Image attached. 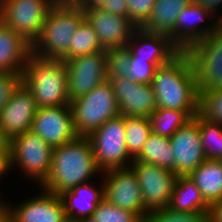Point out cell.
Listing matches in <instances>:
<instances>
[{"label": "cell", "mask_w": 222, "mask_h": 222, "mask_svg": "<svg viewBox=\"0 0 222 222\" xmlns=\"http://www.w3.org/2000/svg\"><path fill=\"white\" fill-rule=\"evenodd\" d=\"M157 107L186 111L192 118L199 112V90L190 56L180 51L167 64L158 66L152 80Z\"/></svg>", "instance_id": "obj_1"}, {"label": "cell", "mask_w": 222, "mask_h": 222, "mask_svg": "<svg viewBox=\"0 0 222 222\" xmlns=\"http://www.w3.org/2000/svg\"><path fill=\"white\" fill-rule=\"evenodd\" d=\"M98 172L102 173L96 164L90 140L88 137L78 136L53 148L51 168L40 187L59 196L90 181Z\"/></svg>", "instance_id": "obj_2"}, {"label": "cell", "mask_w": 222, "mask_h": 222, "mask_svg": "<svg viewBox=\"0 0 222 222\" xmlns=\"http://www.w3.org/2000/svg\"><path fill=\"white\" fill-rule=\"evenodd\" d=\"M22 83L31 92L38 108L70 105L64 61L32 53L25 63Z\"/></svg>", "instance_id": "obj_3"}, {"label": "cell", "mask_w": 222, "mask_h": 222, "mask_svg": "<svg viewBox=\"0 0 222 222\" xmlns=\"http://www.w3.org/2000/svg\"><path fill=\"white\" fill-rule=\"evenodd\" d=\"M84 20L85 14L78 5L58 0L45 18L32 53L41 58L67 60L73 35Z\"/></svg>", "instance_id": "obj_4"}, {"label": "cell", "mask_w": 222, "mask_h": 222, "mask_svg": "<svg viewBox=\"0 0 222 222\" xmlns=\"http://www.w3.org/2000/svg\"><path fill=\"white\" fill-rule=\"evenodd\" d=\"M75 131L78 136L88 137L107 120L120 115V110L107 79L89 93L70 101Z\"/></svg>", "instance_id": "obj_5"}, {"label": "cell", "mask_w": 222, "mask_h": 222, "mask_svg": "<svg viewBox=\"0 0 222 222\" xmlns=\"http://www.w3.org/2000/svg\"><path fill=\"white\" fill-rule=\"evenodd\" d=\"M88 139L93 148L96 164L102 172L129 167L134 160L127 151L125 117L121 114L107 120L91 133Z\"/></svg>", "instance_id": "obj_6"}, {"label": "cell", "mask_w": 222, "mask_h": 222, "mask_svg": "<svg viewBox=\"0 0 222 222\" xmlns=\"http://www.w3.org/2000/svg\"><path fill=\"white\" fill-rule=\"evenodd\" d=\"M58 0H0V21L31 45L40 35L43 23Z\"/></svg>", "instance_id": "obj_7"}, {"label": "cell", "mask_w": 222, "mask_h": 222, "mask_svg": "<svg viewBox=\"0 0 222 222\" xmlns=\"http://www.w3.org/2000/svg\"><path fill=\"white\" fill-rule=\"evenodd\" d=\"M52 152L53 147L31 130L11 139V165H17L27 178H32L39 186L49 174Z\"/></svg>", "instance_id": "obj_8"}, {"label": "cell", "mask_w": 222, "mask_h": 222, "mask_svg": "<svg viewBox=\"0 0 222 222\" xmlns=\"http://www.w3.org/2000/svg\"><path fill=\"white\" fill-rule=\"evenodd\" d=\"M186 52L194 67L198 90L222 89V21L209 37Z\"/></svg>", "instance_id": "obj_9"}, {"label": "cell", "mask_w": 222, "mask_h": 222, "mask_svg": "<svg viewBox=\"0 0 222 222\" xmlns=\"http://www.w3.org/2000/svg\"><path fill=\"white\" fill-rule=\"evenodd\" d=\"M130 167L136 174L146 213L167 207L177 175L169 169L133 160Z\"/></svg>", "instance_id": "obj_10"}, {"label": "cell", "mask_w": 222, "mask_h": 222, "mask_svg": "<svg viewBox=\"0 0 222 222\" xmlns=\"http://www.w3.org/2000/svg\"><path fill=\"white\" fill-rule=\"evenodd\" d=\"M64 62L70 101L86 95L108 79L106 50L67 59Z\"/></svg>", "instance_id": "obj_11"}, {"label": "cell", "mask_w": 222, "mask_h": 222, "mask_svg": "<svg viewBox=\"0 0 222 222\" xmlns=\"http://www.w3.org/2000/svg\"><path fill=\"white\" fill-rule=\"evenodd\" d=\"M102 173L104 198L121 209L137 214L144 221L147 213L141 188L132 168H114Z\"/></svg>", "instance_id": "obj_12"}, {"label": "cell", "mask_w": 222, "mask_h": 222, "mask_svg": "<svg viewBox=\"0 0 222 222\" xmlns=\"http://www.w3.org/2000/svg\"><path fill=\"white\" fill-rule=\"evenodd\" d=\"M31 131L53 148L78 137L70 105L38 108L32 121Z\"/></svg>", "instance_id": "obj_13"}, {"label": "cell", "mask_w": 222, "mask_h": 222, "mask_svg": "<svg viewBox=\"0 0 222 222\" xmlns=\"http://www.w3.org/2000/svg\"><path fill=\"white\" fill-rule=\"evenodd\" d=\"M169 139L174 152V173L177 176H188L206 160L200 140L199 113Z\"/></svg>", "instance_id": "obj_14"}, {"label": "cell", "mask_w": 222, "mask_h": 222, "mask_svg": "<svg viewBox=\"0 0 222 222\" xmlns=\"http://www.w3.org/2000/svg\"><path fill=\"white\" fill-rule=\"evenodd\" d=\"M211 16L213 13L209 9L192 2L177 17L174 31L169 35L171 42L180 51H187L196 42L209 37L221 21L219 18L216 19V16ZM212 18L216 21L209 25L205 24V27L200 26L204 20Z\"/></svg>", "instance_id": "obj_15"}, {"label": "cell", "mask_w": 222, "mask_h": 222, "mask_svg": "<svg viewBox=\"0 0 222 222\" xmlns=\"http://www.w3.org/2000/svg\"><path fill=\"white\" fill-rule=\"evenodd\" d=\"M124 117H149L157 108L151 84H140L127 78L108 79Z\"/></svg>", "instance_id": "obj_16"}, {"label": "cell", "mask_w": 222, "mask_h": 222, "mask_svg": "<svg viewBox=\"0 0 222 222\" xmlns=\"http://www.w3.org/2000/svg\"><path fill=\"white\" fill-rule=\"evenodd\" d=\"M85 20L96 32L104 50L126 47L137 29L128 17L107 13L104 10L87 11Z\"/></svg>", "instance_id": "obj_17"}, {"label": "cell", "mask_w": 222, "mask_h": 222, "mask_svg": "<svg viewBox=\"0 0 222 222\" xmlns=\"http://www.w3.org/2000/svg\"><path fill=\"white\" fill-rule=\"evenodd\" d=\"M37 109L31 92L22 83L0 111V128L10 139L30 131Z\"/></svg>", "instance_id": "obj_18"}, {"label": "cell", "mask_w": 222, "mask_h": 222, "mask_svg": "<svg viewBox=\"0 0 222 222\" xmlns=\"http://www.w3.org/2000/svg\"><path fill=\"white\" fill-rule=\"evenodd\" d=\"M36 195L14 207L10 204L13 222H67L61 198L44 189Z\"/></svg>", "instance_id": "obj_19"}, {"label": "cell", "mask_w": 222, "mask_h": 222, "mask_svg": "<svg viewBox=\"0 0 222 222\" xmlns=\"http://www.w3.org/2000/svg\"><path fill=\"white\" fill-rule=\"evenodd\" d=\"M130 59H143L146 62H169L180 50L164 34L146 32L137 28L127 44Z\"/></svg>", "instance_id": "obj_20"}, {"label": "cell", "mask_w": 222, "mask_h": 222, "mask_svg": "<svg viewBox=\"0 0 222 222\" xmlns=\"http://www.w3.org/2000/svg\"><path fill=\"white\" fill-rule=\"evenodd\" d=\"M90 184H79L59 195L67 220L86 222L104 199V184L99 189Z\"/></svg>", "instance_id": "obj_21"}, {"label": "cell", "mask_w": 222, "mask_h": 222, "mask_svg": "<svg viewBox=\"0 0 222 222\" xmlns=\"http://www.w3.org/2000/svg\"><path fill=\"white\" fill-rule=\"evenodd\" d=\"M32 45L0 21V73H22Z\"/></svg>", "instance_id": "obj_22"}, {"label": "cell", "mask_w": 222, "mask_h": 222, "mask_svg": "<svg viewBox=\"0 0 222 222\" xmlns=\"http://www.w3.org/2000/svg\"><path fill=\"white\" fill-rule=\"evenodd\" d=\"M192 2L193 0H156L148 20L141 29L169 36L174 31L180 12Z\"/></svg>", "instance_id": "obj_23"}, {"label": "cell", "mask_w": 222, "mask_h": 222, "mask_svg": "<svg viewBox=\"0 0 222 222\" xmlns=\"http://www.w3.org/2000/svg\"><path fill=\"white\" fill-rule=\"evenodd\" d=\"M208 205L222 200V162L206 159L188 175Z\"/></svg>", "instance_id": "obj_24"}, {"label": "cell", "mask_w": 222, "mask_h": 222, "mask_svg": "<svg viewBox=\"0 0 222 222\" xmlns=\"http://www.w3.org/2000/svg\"><path fill=\"white\" fill-rule=\"evenodd\" d=\"M168 207L180 212H204L205 214H208L209 210V205L189 176L176 177Z\"/></svg>", "instance_id": "obj_25"}, {"label": "cell", "mask_w": 222, "mask_h": 222, "mask_svg": "<svg viewBox=\"0 0 222 222\" xmlns=\"http://www.w3.org/2000/svg\"><path fill=\"white\" fill-rule=\"evenodd\" d=\"M154 164L174 172V152L169 138L151 133L141 153L134 159Z\"/></svg>", "instance_id": "obj_26"}, {"label": "cell", "mask_w": 222, "mask_h": 222, "mask_svg": "<svg viewBox=\"0 0 222 222\" xmlns=\"http://www.w3.org/2000/svg\"><path fill=\"white\" fill-rule=\"evenodd\" d=\"M148 119L153 134L170 138L193 118L186 111L157 107Z\"/></svg>", "instance_id": "obj_27"}, {"label": "cell", "mask_w": 222, "mask_h": 222, "mask_svg": "<svg viewBox=\"0 0 222 222\" xmlns=\"http://www.w3.org/2000/svg\"><path fill=\"white\" fill-rule=\"evenodd\" d=\"M152 133L147 117H125V137L129 155L135 159Z\"/></svg>", "instance_id": "obj_28"}, {"label": "cell", "mask_w": 222, "mask_h": 222, "mask_svg": "<svg viewBox=\"0 0 222 222\" xmlns=\"http://www.w3.org/2000/svg\"><path fill=\"white\" fill-rule=\"evenodd\" d=\"M199 132L206 159L221 160L222 125L209 121L199 114Z\"/></svg>", "instance_id": "obj_29"}, {"label": "cell", "mask_w": 222, "mask_h": 222, "mask_svg": "<svg viewBox=\"0 0 222 222\" xmlns=\"http://www.w3.org/2000/svg\"><path fill=\"white\" fill-rule=\"evenodd\" d=\"M68 59L89 55L104 50L92 26L84 20L73 35Z\"/></svg>", "instance_id": "obj_30"}, {"label": "cell", "mask_w": 222, "mask_h": 222, "mask_svg": "<svg viewBox=\"0 0 222 222\" xmlns=\"http://www.w3.org/2000/svg\"><path fill=\"white\" fill-rule=\"evenodd\" d=\"M86 222H144L137 214L121 209L105 198Z\"/></svg>", "instance_id": "obj_31"}, {"label": "cell", "mask_w": 222, "mask_h": 222, "mask_svg": "<svg viewBox=\"0 0 222 222\" xmlns=\"http://www.w3.org/2000/svg\"><path fill=\"white\" fill-rule=\"evenodd\" d=\"M198 113L222 125V89L199 90Z\"/></svg>", "instance_id": "obj_32"}, {"label": "cell", "mask_w": 222, "mask_h": 222, "mask_svg": "<svg viewBox=\"0 0 222 222\" xmlns=\"http://www.w3.org/2000/svg\"><path fill=\"white\" fill-rule=\"evenodd\" d=\"M144 222H207L204 212H180L165 207L147 214Z\"/></svg>", "instance_id": "obj_33"}, {"label": "cell", "mask_w": 222, "mask_h": 222, "mask_svg": "<svg viewBox=\"0 0 222 222\" xmlns=\"http://www.w3.org/2000/svg\"><path fill=\"white\" fill-rule=\"evenodd\" d=\"M108 79L127 78L130 74V51L127 47L107 49Z\"/></svg>", "instance_id": "obj_34"}, {"label": "cell", "mask_w": 222, "mask_h": 222, "mask_svg": "<svg viewBox=\"0 0 222 222\" xmlns=\"http://www.w3.org/2000/svg\"><path fill=\"white\" fill-rule=\"evenodd\" d=\"M168 62H146L143 59H130L128 79L140 84H151L158 66Z\"/></svg>", "instance_id": "obj_35"}, {"label": "cell", "mask_w": 222, "mask_h": 222, "mask_svg": "<svg viewBox=\"0 0 222 222\" xmlns=\"http://www.w3.org/2000/svg\"><path fill=\"white\" fill-rule=\"evenodd\" d=\"M78 6L84 12L104 10L118 16L128 17L127 0H83Z\"/></svg>", "instance_id": "obj_36"}, {"label": "cell", "mask_w": 222, "mask_h": 222, "mask_svg": "<svg viewBox=\"0 0 222 222\" xmlns=\"http://www.w3.org/2000/svg\"><path fill=\"white\" fill-rule=\"evenodd\" d=\"M156 0H127L128 18L141 28L148 20Z\"/></svg>", "instance_id": "obj_37"}, {"label": "cell", "mask_w": 222, "mask_h": 222, "mask_svg": "<svg viewBox=\"0 0 222 222\" xmlns=\"http://www.w3.org/2000/svg\"><path fill=\"white\" fill-rule=\"evenodd\" d=\"M22 84V73H0V111Z\"/></svg>", "instance_id": "obj_38"}, {"label": "cell", "mask_w": 222, "mask_h": 222, "mask_svg": "<svg viewBox=\"0 0 222 222\" xmlns=\"http://www.w3.org/2000/svg\"><path fill=\"white\" fill-rule=\"evenodd\" d=\"M207 222H222V200L209 205Z\"/></svg>", "instance_id": "obj_39"}, {"label": "cell", "mask_w": 222, "mask_h": 222, "mask_svg": "<svg viewBox=\"0 0 222 222\" xmlns=\"http://www.w3.org/2000/svg\"><path fill=\"white\" fill-rule=\"evenodd\" d=\"M193 2L206 9H209L214 16H218L215 15L217 13L216 11H218L222 6V0H193Z\"/></svg>", "instance_id": "obj_40"}, {"label": "cell", "mask_w": 222, "mask_h": 222, "mask_svg": "<svg viewBox=\"0 0 222 222\" xmlns=\"http://www.w3.org/2000/svg\"><path fill=\"white\" fill-rule=\"evenodd\" d=\"M11 168V153H0V179L7 172L9 173Z\"/></svg>", "instance_id": "obj_41"}, {"label": "cell", "mask_w": 222, "mask_h": 222, "mask_svg": "<svg viewBox=\"0 0 222 222\" xmlns=\"http://www.w3.org/2000/svg\"><path fill=\"white\" fill-rule=\"evenodd\" d=\"M9 202L2 201L0 199V222H13V217L11 209L9 207Z\"/></svg>", "instance_id": "obj_42"}, {"label": "cell", "mask_w": 222, "mask_h": 222, "mask_svg": "<svg viewBox=\"0 0 222 222\" xmlns=\"http://www.w3.org/2000/svg\"><path fill=\"white\" fill-rule=\"evenodd\" d=\"M11 139L0 128V153H10Z\"/></svg>", "instance_id": "obj_43"}, {"label": "cell", "mask_w": 222, "mask_h": 222, "mask_svg": "<svg viewBox=\"0 0 222 222\" xmlns=\"http://www.w3.org/2000/svg\"><path fill=\"white\" fill-rule=\"evenodd\" d=\"M67 5H78L83 0H59Z\"/></svg>", "instance_id": "obj_44"}]
</instances>
